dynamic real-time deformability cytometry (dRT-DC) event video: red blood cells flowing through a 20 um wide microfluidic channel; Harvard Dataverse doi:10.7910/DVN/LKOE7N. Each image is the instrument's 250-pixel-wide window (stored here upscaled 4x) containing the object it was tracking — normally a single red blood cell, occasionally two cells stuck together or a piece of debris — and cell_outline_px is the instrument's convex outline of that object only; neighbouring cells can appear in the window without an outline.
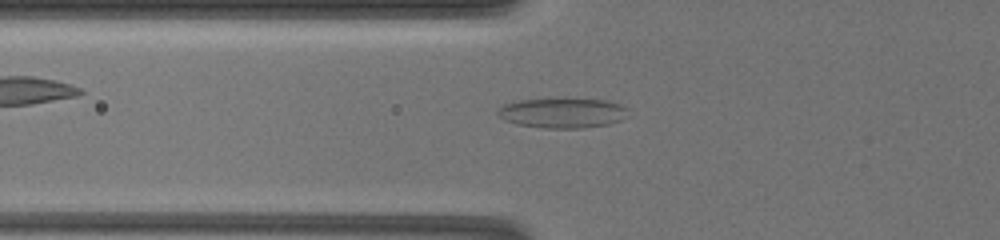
{"species": "common noctule bat (a hibernating species)", "species_latin": "Nyctalus noctula", "temperature_condition": "warm", "stored_images_in_passage": 78, "camera_frame_rate_fps": 3000, "um_per_image_px": 0.085, "animal": {"sex": "female", "body_mass_g": 19.5, "forearm_length_mm": 54.1}, "frame": {"image": 1, "passage_image": 11, "time_ms": 3.0, "image_size_px": [1000, 240], "cell_outline_px": [[628, 108], [620, 120], [608, 124], [584, 128], [544, 128], [516, 124], [504, 120], [496, 116], [496, 112], [504, 104], [520, 100], [604, 100], [620, 104]], "centroid_in_image_um": [47.75, 9.62], "position_along_channel_um": 78.1, "area_um2": 22.25}}
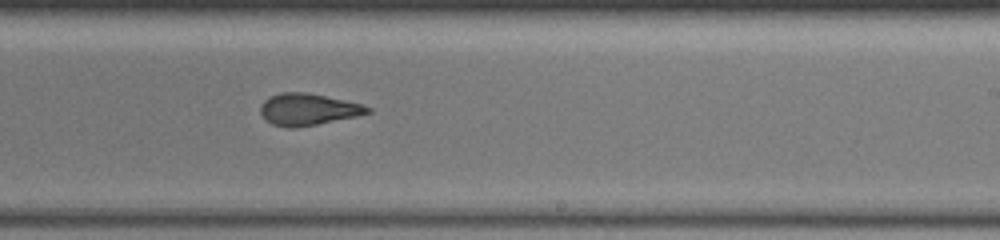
{"frame": {"image": 2, "passage_image": 33, "time_ms": 8.333, "image_size_px": [1000, 240], "cell_outline_px": [[372, 112], [356, 116], [316, 124], [292, 128], [288, 128], [272, 124], [264, 120], [260, 112], [260, 104], [264, 100], [280, 92], [308, 92], [364, 104], [372, 108]], "centroid_in_image_um": [26.17, 9.29], "position_along_channel_um": 262.8, "area_um2": 19.94}}
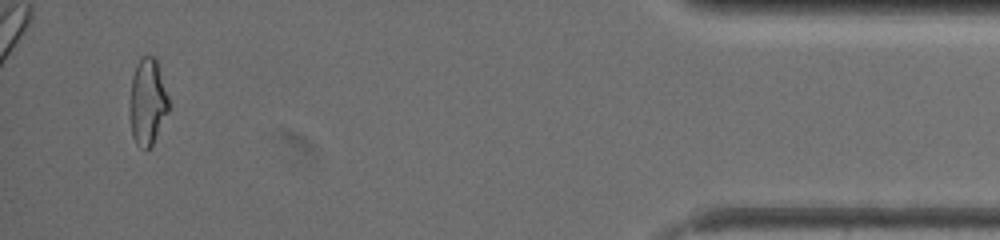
{"frame": {"image": 3, "passage_image": 72, "time_ms": 14.667, "image_size_px": [1000, 240], "cell_outline_px": [[168, 112], [152, 144], [144, 152], [136, 144], [132, 136], [128, 116], [128, 108], [132, 76], [136, 64], [144, 56], [156, 56], [168, 96]], "centroid_in_image_um": [12.5, 8.67], "position_along_channel_um": 422.7, "area_um2": 20.0}, "authors_computed_cell_mechanics": {"area_um2": 19.8543, "velocity_mm_per_s": 3.4733, "shape_relaxation_time_tau1_ms": null, "shape_relaxation_time_tau2_ms": 1.6255, "deformation_change_tau1": null, "deformation_change_tau2": 0.0881}}